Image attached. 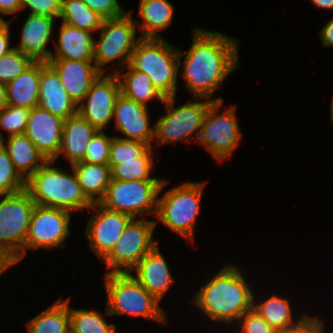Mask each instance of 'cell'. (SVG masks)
<instances>
[{
  "label": "cell",
  "instance_id": "cell-24",
  "mask_svg": "<svg viewBox=\"0 0 333 333\" xmlns=\"http://www.w3.org/2000/svg\"><path fill=\"white\" fill-rule=\"evenodd\" d=\"M174 6L169 0H140L138 19H134L140 29L141 38H162L159 32L167 29L173 20Z\"/></svg>",
  "mask_w": 333,
  "mask_h": 333
},
{
  "label": "cell",
  "instance_id": "cell-17",
  "mask_svg": "<svg viewBox=\"0 0 333 333\" xmlns=\"http://www.w3.org/2000/svg\"><path fill=\"white\" fill-rule=\"evenodd\" d=\"M64 119L36 106L31 109L25 135L49 160H54L60 151Z\"/></svg>",
  "mask_w": 333,
  "mask_h": 333
},
{
  "label": "cell",
  "instance_id": "cell-49",
  "mask_svg": "<svg viewBox=\"0 0 333 333\" xmlns=\"http://www.w3.org/2000/svg\"><path fill=\"white\" fill-rule=\"evenodd\" d=\"M330 121L333 125V99H332V103H331V106H330Z\"/></svg>",
  "mask_w": 333,
  "mask_h": 333
},
{
  "label": "cell",
  "instance_id": "cell-29",
  "mask_svg": "<svg viewBox=\"0 0 333 333\" xmlns=\"http://www.w3.org/2000/svg\"><path fill=\"white\" fill-rule=\"evenodd\" d=\"M128 70H118L114 74L120 84V93L125 98L133 100L148 107L151 100L157 99L161 105L165 98L157 91L150 78L142 72L134 70L129 64Z\"/></svg>",
  "mask_w": 333,
  "mask_h": 333
},
{
  "label": "cell",
  "instance_id": "cell-21",
  "mask_svg": "<svg viewBox=\"0 0 333 333\" xmlns=\"http://www.w3.org/2000/svg\"><path fill=\"white\" fill-rule=\"evenodd\" d=\"M38 106L64 120L78 113V106L65 91L59 75L46 61H41Z\"/></svg>",
  "mask_w": 333,
  "mask_h": 333
},
{
  "label": "cell",
  "instance_id": "cell-44",
  "mask_svg": "<svg viewBox=\"0 0 333 333\" xmlns=\"http://www.w3.org/2000/svg\"><path fill=\"white\" fill-rule=\"evenodd\" d=\"M22 0H0V20H3V15H17L21 13Z\"/></svg>",
  "mask_w": 333,
  "mask_h": 333
},
{
  "label": "cell",
  "instance_id": "cell-48",
  "mask_svg": "<svg viewBox=\"0 0 333 333\" xmlns=\"http://www.w3.org/2000/svg\"><path fill=\"white\" fill-rule=\"evenodd\" d=\"M11 267L1 256H0V276Z\"/></svg>",
  "mask_w": 333,
  "mask_h": 333
},
{
  "label": "cell",
  "instance_id": "cell-37",
  "mask_svg": "<svg viewBox=\"0 0 333 333\" xmlns=\"http://www.w3.org/2000/svg\"><path fill=\"white\" fill-rule=\"evenodd\" d=\"M31 109L7 105L0 111V141L4 140V132L7 136L25 134Z\"/></svg>",
  "mask_w": 333,
  "mask_h": 333
},
{
  "label": "cell",
  "instance_id": "cell-22",
  "mask_svg": "<svg viewBox=\"0 0 333 333\" xmlns=\"http://www.w3.org/2000/svg\"><path fill=\"white\" fill-rule=\"evenodd\" d=\"M97 132L98 130L78 113L67 118L63 122L60 151L53 161L57 162L61 155L70 165L81 161L90 139Z\"/></svg>",
  "mask_w": 333,
  "mask_h": 333
},
{
  "label": "cell",
  "instance_id": "cell-25",
  "mask_svg": "<svg viewBox=\"0 0 333 333\" xmlns=\"http://www.w3.org/2000/svg\"><path fill=\"white\" fill-rule=\"evenodd\" d=\"M0 144L9 153L15 169L25 180L47 161L25 134L6 137Z\"/></svg>",
  "mask_w": 333,
  "mask_h": 333
},
{
  "label": "cell",
  "instance_id": "cell-11",
  "mask_svg": "<svg viewBox=\"0 0 333 333\" xmlns=\"http://www.w3.org/2000/svg\"><path fill=\"white\" fill-rule=\"evenodd\" d=\"M224 101L212 102L202 123V134L197 143L222 163L232 156L242 139L235 105L219 112Z\"/></svg>",
  "mask_w": 333,
  "mask_h": 333
},
{
  "label": "cell",
  "instance_id": "cell-13",
  "mask_svg": "<svg viewBox=\"0 0 333 333\" xmlns=\"http://www.w3.org/2000/svg\"><path fill=\"white\" fill-rule=\"evenodd\" d=\"M72 212L62 208L35 205L25 242L27 250L66 247L70 235Z\"/></svg>",
  "mask_w": 333,
  "mask_h": 333
},
{
  "label": "cell",
  "instance_id": "cell-27",
  "mask_svg": "<svg viewBox=\"0 0 333 333\" xmlns=\"http://www.w3.org/2000/svg\"><path fill=\"white\" fill-rule=\"evenodd\" d=\"M266 296L267 298L261 299V297L256 298L257 296L254 294L253 308L277 332L298 324L307 315V313H303L302 316H299L300 318H295L288 297L285 298L276 293Z\"/></svg>",
  "mask_w": 333,
  "mask_h": 333
},
{
  "label": "cell",
  "instance_id": "cell-14",
  "mask_svg": "<svg viewBox=\"0 0 333 333\" xmlns=\"http://www.w3.org/2000/svg\"><path fill=\"white\" fill-rule=\"evenodd\" d=\"M91 216L84 229L91 253L102 260L119 240L128 223L133 219L127 214L107 209L93 203L88 209Z\"/></svg>",
  "mask_w": 333,
  "mask_h": 333
},
{
  "label": "cell",
  "instance_id": "cell-20",
  "mask_svg": "<svg viewBox=\"0 0 333 333\" xmlns=\"http://www.w3.org/2000/svg\"><path fill=\"white\" fill-rule=\"evenodd\" d=\"M55 20L48 16L29 14L20 30L19 45L15 48L35 61L48 62L52 51L48 50L47 45L54 33Z\"/></svg>",
  "mask_w": 333,
  "mask_h": 333
},
{
  "label": "cell",
  "instance_id": "cell-8",
  "mask_svg": "<svg viewBox=\"0 0 333 333\" xmlns=\"http://www.w3.org/2000/svg\"><path fill=\"white\" fill-rule=\"evenodd\" d=\"M177 97L165 98L162 103L165 115H160L154 124V142L156 147L176 142H187L194 138V143L202 134V123L212 101L204 98H192L183 105L175 107ZM202 100V101H201ZM193 134L194 137H193ZM156 139V140H155Z\"/></svg>",
  "mask_w": 333,
  "mask_h": 333
},
{
  "label": "cell",
  "instance_id": "cell-4",
  "mask_svg": "<svg viewBox=\"0 0 333 333\" xmlns=\"http://www.w3.org/2000/svg\"><path fill=\"white\" fill-rule=\"evenodd\" d=\"M167 183L168 180L163 179L160 186L156 226L158 222H161L174 233L193 243L195 241L194 225L197 223L206 182L186 181L165 190ZM163 190H165L164 193H162Z\"/></svg>",
  "mask_w": 333,
  "mask_h": 333
},
{
  "label": "cell",
  "instance_id": "cell-41",
  "mask_svg": "<svg viewBox=\"0 0 333 333\" xmlns=\"http://www.w3.org/2000/svg\"><path fill=\"white\" fill-rule=\"evenodd\" d=\"M83 2L103 19L120 17L127 12L118 0H83Z\"/></svg>",
  "mask_w": 333,
  "mask_h": 333
},
{
  "label": "cell",
  "instance_id": "cell-34",
  "mask_svg": "<svg viewBox=\"0 0 333 333\" xmlns=\"http://www.w3.org/2000/svg\"><path fill=\"white\" fill-rule=\"evenodd\" d=\"M26 188V180L15 169L9 153L0 144V197Z\"/></svg>",
  "mask_w": 333,
  "mask_h": 333
},
{
  "label": "cell",
  "instance_id": "cell-28",
  "mask_svg": "<svg viewBox=\"0 0 333 333\" xmlns=\"http://www.w3.org/2000/svg\"><path fill=\"white\" fill-rule=\"evenodd\" d=\"M85 197L93 204L99 203L105 196L111 181V167L86 162L70 165Z\"/></svg>",
  "mask_w": 333,
  "mask_h": 333
},
{
  "label": "cell",
  "instance_id": "cell-23",
  "mask_svg": "<svg viewBox=\"0 0 333 333\" xmlns=\"http://www.w3.org/2000/svg\"><path fill=\"white\" fill-rule=\"evenodd\" d=\"M58 42L55 40V53L50 59H70L94 61V33L61 22Z\"/></svg>",
  "mask_w": 333,
  "mask_h": 333
},
{
  "label": "cell",
  "instance_id": "cell-35",
  "mask_svg": "<svg viewBox=\"0 0 333 333\" xmlns=\"http://www.w3.org/2000/svg\"><path fill=\"white\" fill-rule=\"evenodd\" d=\"M35 60L14 46L0 57V83L7 85L28 69Z\"/></svg>",
  "mask_w": 333,
  "mask_h": 333
},
{
  "label": "cell",
  "instance_id": "cell-39",
  "mask_svg": "<svg viewBox=\"0 0 333 333\" xmlns=\"http://www.w3.org/2000/svg\"><path fill=\"white\" fill-rule=\"evenodd\" d=\"M235 324L240 329L238 333H277L254 308L246 311Z\"/></svg>",
  "mask_w": 333,
  "mask_h": 333
},
{
  "label": "cell",
  "instance_id": "cell-9",
  "mask_svg": "<svg viewBox=\"0 0 333 333\" xmlns=\"http://www.w3.org/2000/svg\"><path fill=\"white\" fill-rule=\"evenodd\" d=\"M136 27L132 11L120 17L104 19L98 31L100 38L94 39V63L102 73L107 72L105 66L115 60H118L117 67L111 73L129 64L131 54L141 39L140 36L136 38Z\"/></svg>",
  "mask_w": 333,
  "mask_h": 333
},
{
  "label": "cell",
  "instance_id": "cell-7",
  "mask_svg": "<svg viewBox=\"0 0 333 333\" xmlns=\"http://www.w3.org/2000/svg\"><path fill=\"white\" fill-rule=\"evenodd\" d=\"M35 205L26 189L0 198V256L11 267L25 257V242Z\"/></svg>",
  "mask_w": 333,
  "mask_h": 333
},
{
  "label": "cell",
  "instance_id": "cell-26",
  "mask_svg": "<svg viewBox=\"0 0 333 333\" xmlns=\"http://www.w3.org/2000/svg\"><path fill=\"white\" fill-rule=\"evenodd\" d=\"M41 61H35L28 69L6 85L8 105L32 109L39 103Z\"/></svg>",
  "mask_w": 333,
  "mask_h": 333
},
{
  "label": "cell",
  "instance_id": "cell-45",
  "mask_svg": "<svg viewBox=\"0 0 333 333\" xmlns=\"http://www.w3.org/2000/svg\"><path fill=\"white\" fill-rule=\"evenodd\" d=\"M320 42L324 47H333V18L318 32Z\"/></svg>",
  "mask_w": 333,
  "mask_h": 333
},
{
  "label": "cell",
  "instance_id": "cell-3",
  "mask_svg": "<svg viewBox=\"0 0 333 333\" xmlns=\"http://www.w3.org/2000/svg\"><path fill=\"white\" fill-rule=\"evenodd\" d=\"M46 161L26 180V190L36 205L78 212L89 209L92 203L85 197L73 168L71 171ZM67 170V171H66Z\"/></svg>",
  "mask_w": 333,
  "mask_h": 333
},
{
  "label": "cell",
  "instance_id": "cell-19",
  "mask_svg": "<svg viewBox=\"0 0 333 333\" xmlns=\"http://www.w3.org/2000/svg\"><path fill=\"white\" fill-rule=\"evenodd\" d=\"M129 274L159 302L175 282L170 266L159 250L158 244L136 264Z\"/></svg>",
  "mask_w": 333,
  "mask_h": 333
},
{
  "label": "cell",
  "instance_id": "cell-12",
  "mask_svg": "<svg viewBox=\"0 0 333 333\" xmlns=\"http://www.w3.org/2000/svg\"><path fill=\"white\" fill-rule=\"evenodd\" d=\"M163 180L120 181L111 179L104 198L99 202L107 209L142 218L156 217L158 194Z\"/></svg>",
  "mask_w": 333,
  "mask_h": 333
},
{
  "label": "cell",
  "instance_id": "cell-42",
  "mask_svg": "<svg viewBox=\"0 0 333 333\" xmlns=\"http://www.w3.org/2000/svg\"><path fill=\"white\" fill-rule=\"evenodd\" d=\"M318 316L307 314L298 324L277 333H326L325 322Z\"/></svg>",
  "mask_w": 333,
  "mask_h": 333
},
{
  "label": "cell",
  "instance_id": "cell-47",
  "mask_svg": "<svg viewBox=\"0 0 333 333\" xmlns=\"http://www.w3.org/2000/svg\"><path fill=\"white\" fill-rule=\"evenodd\" d=\"M8 105L6 85L0 83V111Z\"/></svg>",
  "mask_w": 333,
  "mask_h": 333
},
{
  "label": "cell",
  "instance_id": "cell-30",
  "mask_svg": "<svg viewBox=\"0 0 333 333\" xmlns=\"http://www.w3.org/2000/svg\"><path fill=\"white\" fill-rule=\"evenodd\" d=\"M27 333H70L68 298L57 299L47 309L26 322Z\"/></svg>",
  "mask_w": 333,
  "mask_h": 333
},
{
  "label": "cell",
  "instance_id": "cell-2",
  "mask_svg": "<svg viewBox=\"0 0 333 333\" xmlns=\"http://www.w3.org/2000/svg\"><path fill=\"white\" fill-rule=\"evenodd\" d=\"M223 266L197 290L192 304L210 321L235 326L240 317L253 308L255 291L239 266Z\"/></svg>",
  "mask_w": 333,
  "mask_h": 333
},
{
  "label": "cell",
  "instance_id": "cell-43",
  "mask_svg": "<svg viewBox=\"0 0 333 333\" xmlns=\"http://www.w3.org/2000/svg\"><path fill=\"white\" fill-rule=\"evenodd\" d=\"M10 27V20H0V57L13 48V46H10Z\"/></svg>",
  "mask_w": 333,
  "mask_h": 333
},
{
  "label": "cell",
  "instance_id": "cell-15",
  "mask_svg": "<svg viewBox=\"0 0 333 333\" xmlns=\"http://www.w3.org/2000/svg\"><path fill=\"white\" fill-rule=\"evenodd\" d=\"M120 94L117 76L110 72L102 73L78 105V114L98 131H105L109 123L113 122L114 107Z\"/></svg>",
  "mask_w": 333,
  "mask_h": 333
},
{
  "label": "cell",
  "instance_id": "cell-32",
  "mask_svg": "<svg viewBox=\"0 0 333 333\" xmlns=\"http://www.w3.org/2000/svg\"><path fill=\"white\" fill-rule=\"evenodd\" d=\"M59 19L65 24L93 33L99 31L104 21L98 13L87 7L83 0H62Z\"/></svg>",
  "mask_w": 333,
  "mask_h": 333
},
{
  "label": "cell",
  "instance_id": "cell-10",
  "mask_svg": "<svg viewBox=\"0 0 333 333\" xmlns=\"http://www.w3.org/2000/svg\"><path fill=\"white\" fill-rule=\"evenodd\" d=\"M156 228L154 220L133 218L112 250L101 260L106 264L105 273H130L158 243L153 233Z\"/></svg>",
  "mask_w": 333,
  "mask_h": 333
},
{
  "label": "cell",
  "instance_id": "cell-16",
  "mask_svg": "<svg viewBox=\"0 0 333 333\" xmlns=\"http://www.w3.org/2000/svg\"><path fill=\"white\" fill-rule=\"evenodd\" d=\"M149 108L133 100L125 98L123 95L117 98L113 119L115 130L123 135H114L126 140H137L148 143L150 146L154 143V123L150 125Z\"/></svg>",
  "mask_w": 333,
  "mask_h": 333
},
{
  "label": "cell",
  "instance_id": "cell-31",
  "mask_svg": "<svg viewBox=\"0 0 333 333\" xmlns=\"http://www.w3.org/2000/svg\"><path fill=\"white\" fill-rule=\"evenodd\" d=\"M68 298L70 333H117L114 323L106 321L111 316L105 306L104 314L90 309L71 308Z\"/></svg>",
  "mask_w": 333,
  "mask_h": 333
},
{
  "label": "cell",
  "instance_id": "cell-46",
  "mask_svg": "<svg viewBox=\"0 0 333 333\" xmlns=\"http://www.w3.org/2000/svg\"><path fill=\"white\" fill-rule=\"evenodd\" d=\"M316 9H326L333 11V0H310Z\"/></svg>",
  "mask_w": 333,
  "mask_h": 333
},
{
  "label": "cell",
  "instance_id": "cell-38",
  "mask_svg": "<svg viewBox=\"0 0 333 333\" xmlns=\"http://www.w3.org/2000/svg\"><path fill=\"white\" fill-rule=\"evenodd\" d=\"M114 135L108 136L104 131H98L87 145L81 162L109 165L110 145Z\"/></svg>",
  "mask_w": 333,
  "mask_h": 333
},
{
  "label": "cell",
  "instance_id": "cell-6",
  "mask_svg": "<svg viewBox=\"0 0 333 333\" xmlns=\"http://www.w3.org/2000/svg\"><path fill=\"white\" fill-rule=\"evenodd\" d=\"M106 308L111 316L129 315L168 324L166 310L129 273H105Z\"/></svg>",
  "mask_w": 333,
  "mask_h": 333
},
{
  "label": "cell",
  "instance_id": "cell-40",
  "mask_svg": "<svg viewBox=\"0 0 333 333\" xmlns=\"http://www.w3.org/2000/svg\"><path fill=\"white\" fill-rule=\"evenodd\" d=\"M30 9L28 14L60 18L62 0H22L21 11Z\"/></svg>",
  "mask_w": 333,
  "mask_h": 333
},
{
  "label": "cell",
  "instance_id": "cell-36",
  "mask_svg": "<svg viewBox=\"0 0 333 333\" xmlns=\"http://www.w3.org/2000/svg\"><path fill=\"white\" fill-rule=\"evenodd\" d=\"M151 146L137 140H126L114 136L110 145L109 165H120V161L136 160Z\"/></svg>",
  "mask_w": 333,
  "mask_h": 333
},
{
  "label": "cell",
  "instance_id": "cell-18",
  "mask_svg": "<svg viewBox=\"0 0 333 333\" xmlns=\"http://www.w3.org/2000/svg\"><path fill=\"white\" fill-rule=\"evenodd\" d=\"M48 63L55 69L65 91L77 106L102 74L94 61L49 59Z\"/></svg>",
  "mask_w": 333,
  "mask_h": 333
},
{
  "label": "cell",
  "instance_id": "cell-5",
  "mask_svg": "<svg viewBox=\"0 0 333 333\" xmlns=\"http://www.w3.org/2000/svg\"><path fill=\"white\" fill-rule=\"evenodd\" d=\"M179 48L162 38H141L131 54L129 65L145 73L164 97H177Z\"/></svg>",
  "mask_w": 333,
  "mask_h": 333
},
{
  "label": "cell",
  "instance_id": "cell-33",
  "mask_svg": "<svg viewBox=\"0 0 333 333\" xmlns=\"http://www.w3.org/2000/svg\"><path fill=\"white\" fill-rule=\"evenodd\" d=\"M151 146L141 157L136 160L120 161V165H109L111 167V179L120 181L135 180H163L151 176L155 160Z\"/></svg>",
  "mask_w": 333,
  "mask_h": 333
},
{
  "label": "cell",
  "instance_id": "cell-1",
  "mask_svg": "<svg viewBox=\"0 0 333 333\" xmlns=\"http://www.w3.org/2000/svg\"><path fill=\"white\" fill-rule=\"evenodd\" d=\"M192 32L190 48L185 53L179 48L178 67H183V71L179 70V75L183 77L185 87L193 98L224 101L221 96L215 98L213 95L240 65V40L221 31L200 27H194Z\"/></svg>",
  "mask_w": 333,
  "mask_h": 333
}]
</instances>
